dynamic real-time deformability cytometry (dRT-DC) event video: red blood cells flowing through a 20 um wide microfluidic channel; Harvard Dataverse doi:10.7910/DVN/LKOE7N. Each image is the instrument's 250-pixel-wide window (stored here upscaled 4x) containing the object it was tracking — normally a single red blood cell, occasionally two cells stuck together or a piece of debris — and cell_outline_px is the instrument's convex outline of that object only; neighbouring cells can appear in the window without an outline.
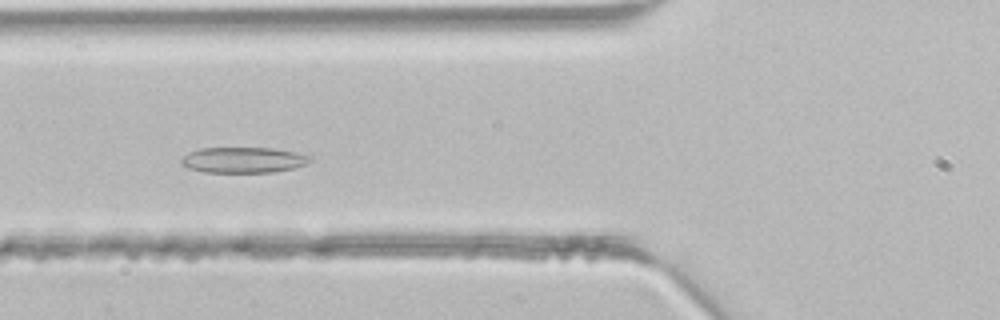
{"species": "common noctule bat (a hibernating species)", "species_latin": "Nyctalus noctula", "temperature_condition": "room temperature", "stored_images_in_passage": 33, "segment_of_instrument_passage": [1, 2], "camera_frame_rate_fps": 3000, "um_per_image_px": 0.085, "animal": {"sex": "male", "body_mass_g": 21.5, "forearm_length_mm": 52.0}, "frame": {"image": 1, "passage_image": 6, "time_ms": 1.667, "image_size_px": [1000, 320], "cell_outline_px": [[312, 160], [304, 164], [292, 168], [272, 172], [204, 172], [188, 168], [180, 164], [180, 160], [188, 152], [200, 148], [272, 148], [296, 152], [312, 156]], "centroid_in_image_um": [20.65, 13.59], "position_along_channel_um": 105.1, "area_um2": 19.25}}
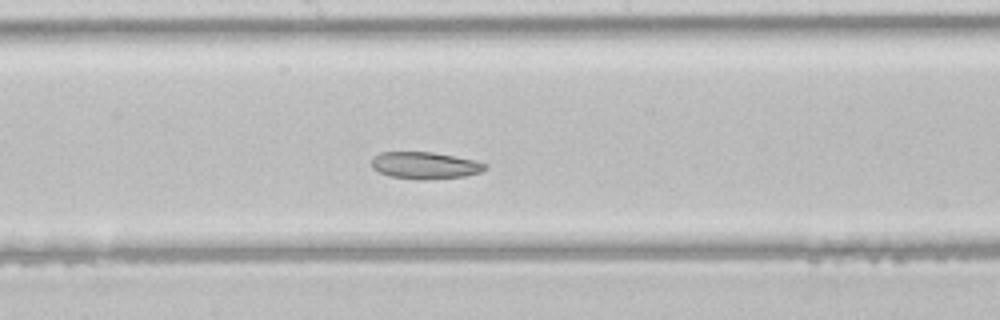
{"frame": {"image": 2, "passage_image": 13, "time_ms": 4.0, "image_size_px": [1000, 320], "cell_outline_px": [[488, 168], [480, 172], [464, 176], [424, 180], [420, 180], [388, 176], [372, 168], [372, 160], [380, 152], [432, 152], [476, 160], [488, 164]], "centroid_in_image_um": [36.15, 14.06], "position_along_channel_um": 212.0, "area_um2": 17.86}}
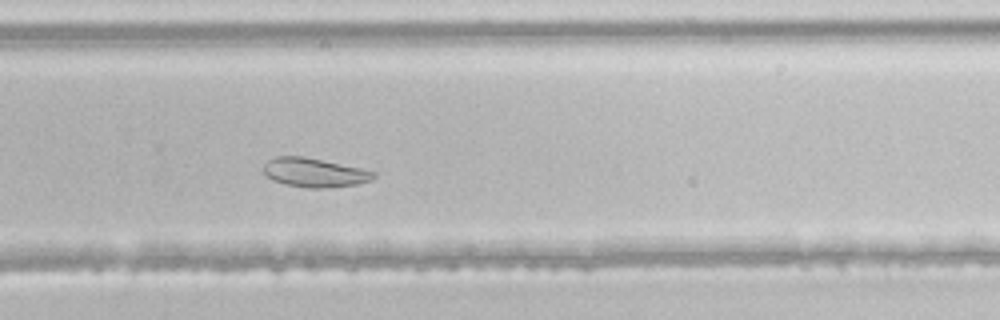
{"frame": {"image": 3, "passage_image": 19, "time_ms": 6.0, "image_size_px": [1000, 320], "cell_outline_px": [[376, 176], [372, 180], [356, 184], [324, 188], [308, 188], [288, 184], [272, 180], [264, 172], [264, 164], [268, 160], [276, 156], [304, 156], [360, 168], [376, 172]], "centroid_in_image_um": [26.73, 14.66], "position_along_channel_um": 303.1, "area_um2": 18.44}}